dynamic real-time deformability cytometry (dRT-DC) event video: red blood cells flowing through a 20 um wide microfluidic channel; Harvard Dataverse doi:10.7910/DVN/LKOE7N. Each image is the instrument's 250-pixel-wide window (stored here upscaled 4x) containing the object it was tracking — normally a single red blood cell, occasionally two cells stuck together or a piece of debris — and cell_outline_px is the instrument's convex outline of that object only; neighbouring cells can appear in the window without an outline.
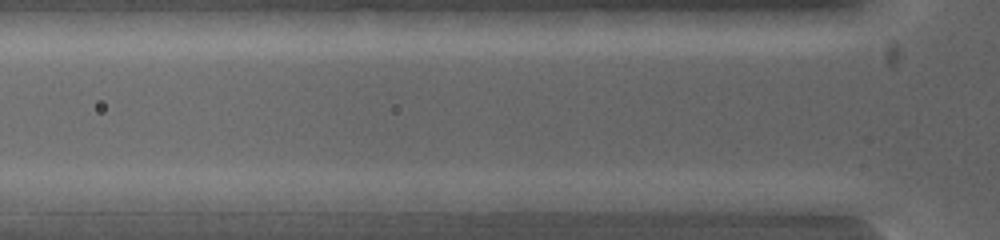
{"species": "common noctule bat (a hibernating species)", "species_latin": "Nyctalus noctula", "temperature_condition": "warm", "stored_images_in_passage": 3, "camera_frame_rate_fps": 5000, "um_per_image_px": 0.085, "animal": {"sex": "female", "body_mass_g": 19.0, "forearm_length_mm": 53.3}, "frame": {"image": 1, "passage_image": 3, "time_ms": 0.8, "image_size_px": [1000, 240], "cell_outline_px": [[584, 200], [576, 212], [504, 212], [492, 200], [504, 192], [552, 192]], "centroid_in_image_um": [45.64, 17.2], "position_along_channel_um": 80.2, "area_um2": 11.16}}